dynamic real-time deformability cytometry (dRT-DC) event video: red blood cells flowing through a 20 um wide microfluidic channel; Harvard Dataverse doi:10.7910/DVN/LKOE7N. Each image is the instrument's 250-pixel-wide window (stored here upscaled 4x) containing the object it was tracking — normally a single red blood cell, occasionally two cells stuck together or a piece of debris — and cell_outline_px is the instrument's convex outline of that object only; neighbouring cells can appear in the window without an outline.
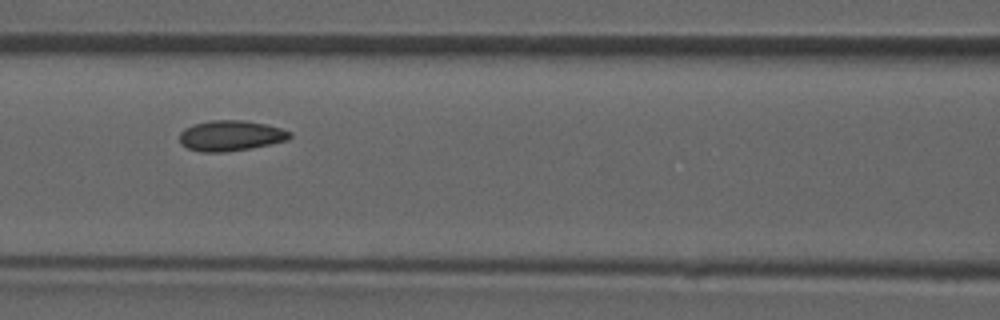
{"species": "common noctule bat (a hibernating species)", "species_latin": "Nyctalus noctula", "temperature_condition": "room temperature", "stored_images_in_passage": 50, "camera_frame_rate_fps": 3000, "um_per_image_px": 0.085, "animal": {"sex": "male", "forearm_length_mm": 52.5}, "frame": {"image": 1, "passage_image": 22, "time_ms": 7.0, "image_size_px": [1000, 320], "cell_outline_px": [[292, 136], [288, 140], [252, 148], [224, 152], [200, 152], [188, 148], [180, 144], [180, 132], [184, 128], [192, 124], [208, 120], [244, 120], [264, 124], [280, 128], [292, 132]], "centroid_in_image_um": [19.59, 11.53], "position_along_channel_um": 147.0, "area_um2": 19.77}}